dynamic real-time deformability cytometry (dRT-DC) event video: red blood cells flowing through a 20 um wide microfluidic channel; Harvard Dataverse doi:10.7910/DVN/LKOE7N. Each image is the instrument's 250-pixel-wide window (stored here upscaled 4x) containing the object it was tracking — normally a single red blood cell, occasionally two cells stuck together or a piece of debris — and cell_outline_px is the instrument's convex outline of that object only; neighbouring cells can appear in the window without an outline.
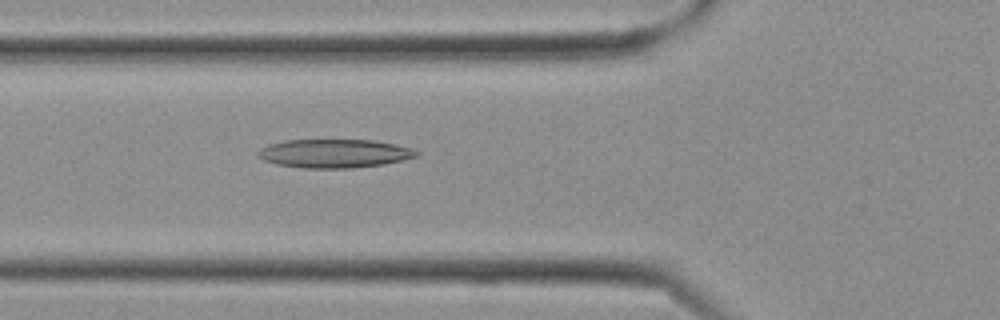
{"species": "Egyptian fruit bat (a non-hibernating species)", "species_latin": "Rousettus aegyptiacus", "temperature_condition": "cold", "stored_images_in_passage": 9, "camera_frame_rate_fps": 3000, "um_per_image_px": 0.085, "frame": {"image": 1, "passage_image": 9, "time_ms": 2.667, "image_size_px": [1000, 320], "cell_outline_px": [[420, 152], [416, 156], [404, 160], [384, 164], [352, 168], [304, 168], [276, 164], [264, 160], [256, 156], [256, 152], [260, 148], [268, 144], [284, 140], [372, 140], [412, 148]], "centroid_in_image_um": [28.38, 13.04], "position_along_channel_um": 97.4, "area_um2": 26.47}}